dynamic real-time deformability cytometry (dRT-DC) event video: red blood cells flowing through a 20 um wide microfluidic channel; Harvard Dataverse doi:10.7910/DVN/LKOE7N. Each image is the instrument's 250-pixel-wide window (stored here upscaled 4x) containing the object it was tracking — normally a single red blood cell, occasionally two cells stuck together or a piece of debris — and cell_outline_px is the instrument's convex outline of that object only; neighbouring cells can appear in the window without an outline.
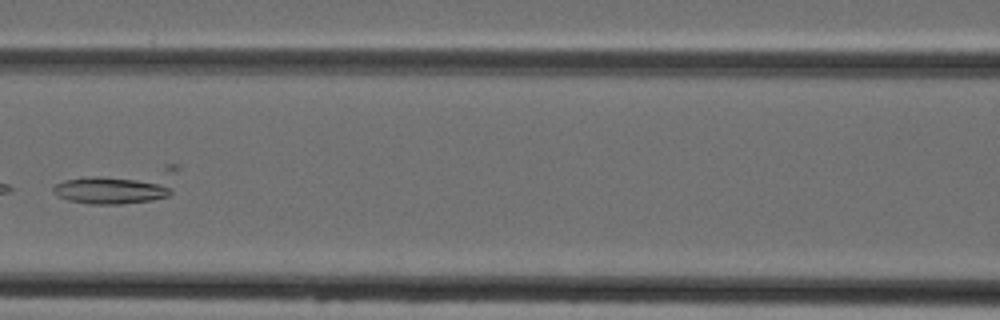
{"species": "Egyptian fruit bat (a non-hibernating species)", "species_latin": "Rousettus aegyptiacus", "temperature_condition": "cold", "stored_images_in_passage": 6, "camera_frame_rate_fps": 3000, "um_per_image_px": 0.085, "animal": {"sex": "female"}, "frame": {"image": 1, "passage_image": 5, "time_ms": 4.667, "image_size_px": [1000, 320], "cell_outline_px": [[172, 192], [168, 196], [152, 200], [120, 204], [88, 204], [68, 200], [56, 196], [52, 192], [52, 188], [56, 184], [64, 180], [92, 176], [96, 176], [136, 180], [156, 184], [168, 188]], "centroid_in_image_um": [9.22, 16.2], "position_along_channel_um": 157.4, "area_um2": 17.98}}
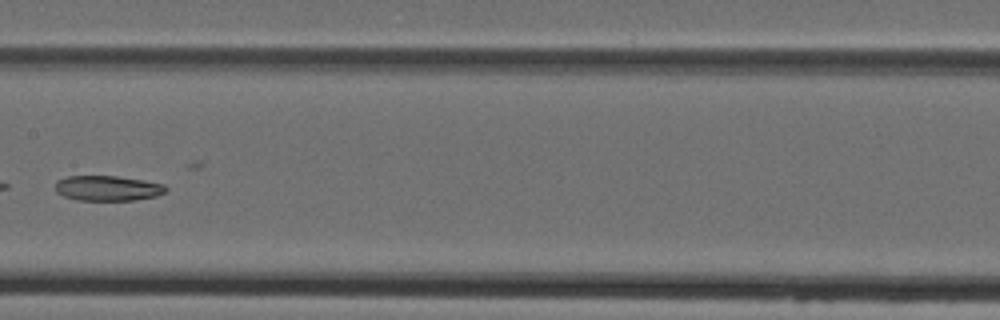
{"frame": {"image": 2, "passage_image": 6, "time_ms": 5.667, "image_size_px": [1000, 320], "cell_outline_px": [[168, 188], [164, 192], [156, 196], [132, 200], [80, 200], [64, 196], [56, 192], [56, 180], [68, 176], [116, 176], [144, 180], [164, 184]], "centroid_in_image_um": [9.15, 15.99], "position_along_channel_um": 198.2, "area_um2": 16.13}}